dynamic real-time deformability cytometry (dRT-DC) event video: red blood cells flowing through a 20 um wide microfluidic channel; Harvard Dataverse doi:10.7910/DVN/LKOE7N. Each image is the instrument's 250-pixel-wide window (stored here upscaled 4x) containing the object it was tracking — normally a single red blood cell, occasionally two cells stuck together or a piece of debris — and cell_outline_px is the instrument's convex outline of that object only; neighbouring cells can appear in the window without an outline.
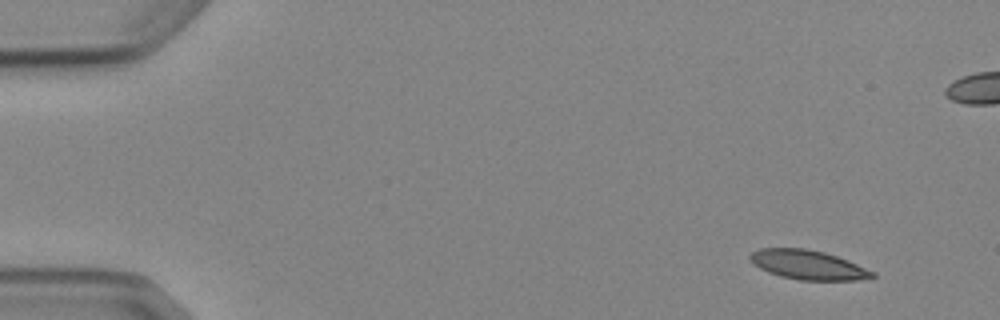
{"species": "Egyptian fruit bat (a non-hibernating species)", "species_latin": "Rousettus aegyptiacus", "temperature_condition": "cold", "stored_images_in_passage": 5, "camera_frame_rate_fps": 3000, "um_per_image_px": 0.085, "animal": {"sex": "female"}, "frame": {"image": 1, "passage_image": 1, "time_ms": 0.0, "image_size_px": [1000, 320], "cell_outline_px": [[876, 276], [856, 280], [800, 280], [780, 276], [768, 272], [752, 264], [748, 256], [752, 252], [760, 248], [804, 248], [824, 252], [848, 260], [876, 272]], "centroid_in_image_um": [68.66, 22.51], "position_along_channel_um": 16.3, "area_um2": 20.92}}